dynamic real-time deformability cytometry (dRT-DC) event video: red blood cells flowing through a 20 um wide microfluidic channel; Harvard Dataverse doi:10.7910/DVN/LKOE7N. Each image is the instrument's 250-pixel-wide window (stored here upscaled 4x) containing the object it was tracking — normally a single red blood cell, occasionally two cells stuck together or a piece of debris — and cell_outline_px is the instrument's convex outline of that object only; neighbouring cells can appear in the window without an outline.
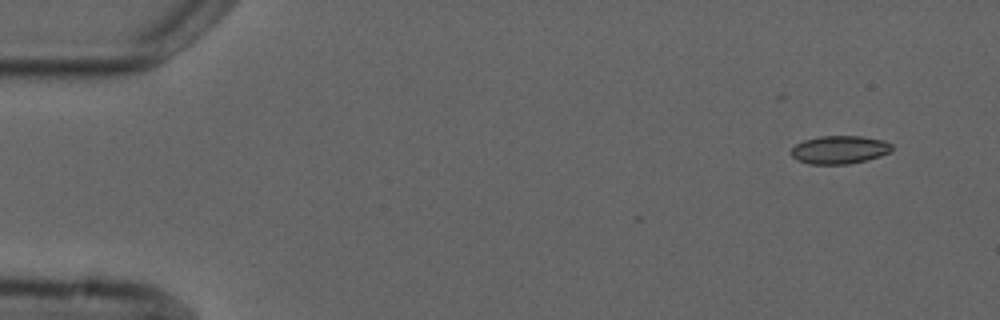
{"species": "common noctule bat (a hibernating species)", "species_latin": "Nyctalus noctula", "temperature_condition": "cold", "stored_images_in_passage": 4, "camera_frame_rate_fps": 3000, "um_per_image_px": 0.085, "animal": {"sex": "male", "forearm_length_mm": 52.5}, "frame": {"image": 1, "passage_image": 1, "time_ms": 0.0, "image_size_px": [1000, 320], "cell_outline_px": [[892, 148], [888, 152], [880, 156], [848, 164], [808, 164], [796, 160], [792, 156], [792, 148], [796, 144], [804, 140], [820, 136], [860, 136], [884, 140], [892, 144]], "centroid_in_image_um": [71.34, 12.72], "position_along_channel_um": 13.7, "area_um2": 16.42}}
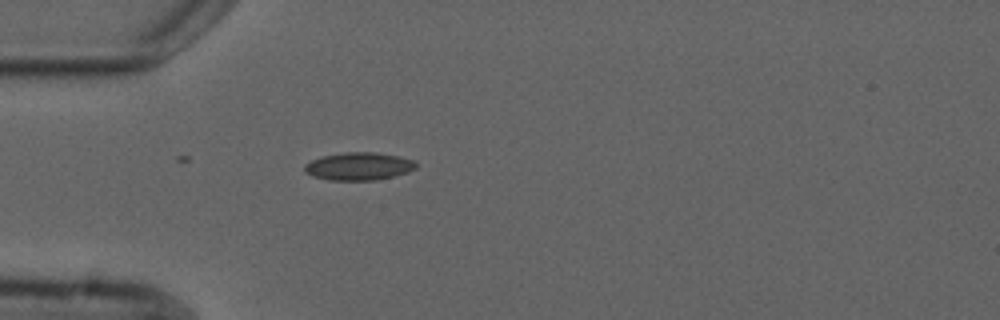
{"frame": {"image": 2, "passage_image": 4, "time_ms": 4.0, "image_size_px": [1000, 320], "cell_outline_px": [[416, 168], [408, 172], [376, 180], [328, 180], [312, 176], [304, 172], [304, 164], [312, 160], [324, 156], [344, 152], [376, 152], [400, 156], [416, 160]], "centroid_in_image_um": [30.5, 14.13], "position_along_channel_um": 54.5, "area_um2": 18.15}}